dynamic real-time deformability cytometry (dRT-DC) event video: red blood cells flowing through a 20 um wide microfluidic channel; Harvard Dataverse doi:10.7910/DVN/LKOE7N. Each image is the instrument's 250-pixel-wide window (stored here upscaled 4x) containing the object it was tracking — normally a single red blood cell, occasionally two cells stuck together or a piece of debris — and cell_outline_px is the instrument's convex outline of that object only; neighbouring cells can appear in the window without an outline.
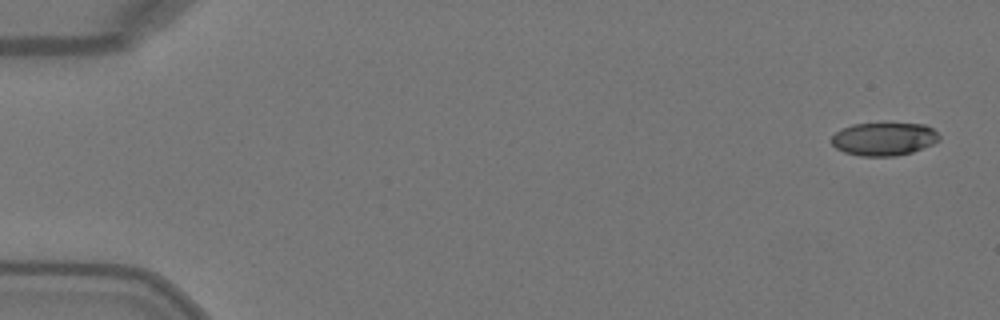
{"species": "Egyptian fruit bat (a non-hibernating species)", "species_latin": "Rousettus aegyptiacus", "temperature_condition": "warm", "stored_images_in_passage": 9, "camera_frame_rate_fps": 3000, "um_per_image_px": 0.085, "animal": {"sex": "female"}, "frame": {"image": 1, "passage_image": 1, "time_ms": 0.0, "image_size_px": [1000, 320], "cell_outline_px": [[940, 140], [932, 144], [912, 152], [896, 156], [860, 156], [844, 152], [836, 148], [832, 144], [832, 136], [836, 132], [852, 124], [884, 120], [924, 124], [932, 128], [940, 136]], "centroid_in_image_um": [75.15, 11.76], "position_along_channel_um": 9.9, "area_um2": 21.62}}